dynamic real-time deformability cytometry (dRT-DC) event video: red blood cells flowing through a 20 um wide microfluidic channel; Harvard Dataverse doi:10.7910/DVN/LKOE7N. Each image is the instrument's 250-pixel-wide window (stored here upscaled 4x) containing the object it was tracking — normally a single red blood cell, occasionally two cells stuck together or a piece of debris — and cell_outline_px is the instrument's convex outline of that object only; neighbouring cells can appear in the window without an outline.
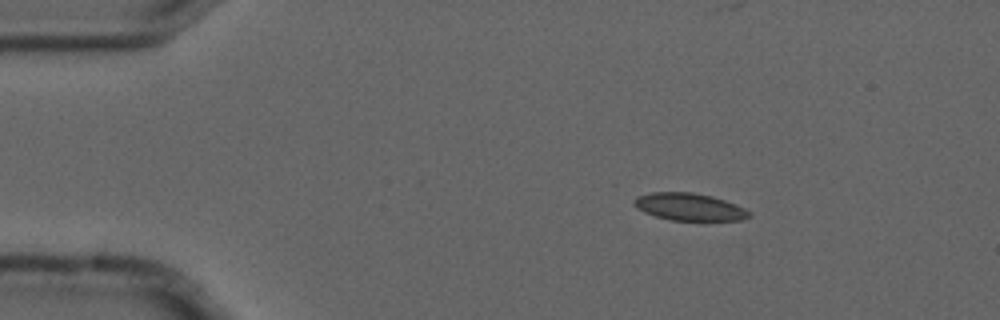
{"species": "common noctule bat (a hibernating species)", "species_latin": "Nyctalus noctula", "temperature_condition": "cold", "stored_images_in_passage": 4, "camera_frame_rate_fps": 3000, "um_per_image_px": 0.085, "animal": {"sex": "male", "forearm_length_mm": 52.5}, "frame": {"image": 1, "passage_image": 1, "time_ms": 0.0, "image_size_px": [1000, 320], "cell_outline_px": [[752, 216], [744, 220], [672, 220], [656, 216], [644, 212], [636, 208], [632, 204], [632, 200], [636, 196], [652, 192], [692, 192], [712, 196], [736, 204], [752, 212]], "centroid_in_image_um": [58.59, 17.58], "position_along_channel_um": 26.4, "area_um2": 18.5}}